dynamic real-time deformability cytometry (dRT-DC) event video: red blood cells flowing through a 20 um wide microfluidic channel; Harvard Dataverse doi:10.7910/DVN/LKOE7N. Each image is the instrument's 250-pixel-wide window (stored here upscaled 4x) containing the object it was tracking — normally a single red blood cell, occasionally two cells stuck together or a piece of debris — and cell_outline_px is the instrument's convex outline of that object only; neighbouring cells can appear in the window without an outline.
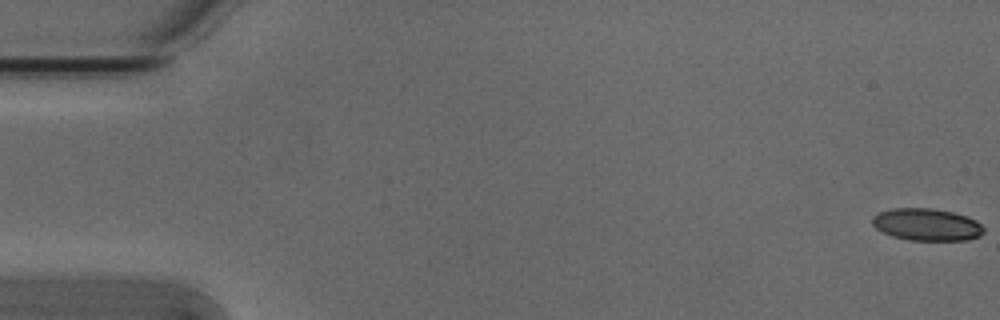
{"species": "Egyptian fruit bat (a non-hibernating species)", "species_latin": "Rousettus aegyptiacus", "temperature_condition": "cold", "stored_images_in_passage": 6, "camera_frame_rate_fps": 3000, "um_per_image_px": 0.085, "animal": {"sex": "male"}, "frame": {"image": 1, "passage_image": 1, "time_ms": 0.0, "image_size_px": [1000, 320], "cell_outline_px": [[984, 232], [980, 236], [968, 240], [908, 240], [892, 236], [876, 228], [872, 224], [872, 216], [880, 212], [892, 208], [932, 208], [952, 212], [976, 220], [984, 228]], "centroid_in_image_um": [78.77, 19.09], "position_along_channel_um": 6.2, "area_um2": 20.87}}
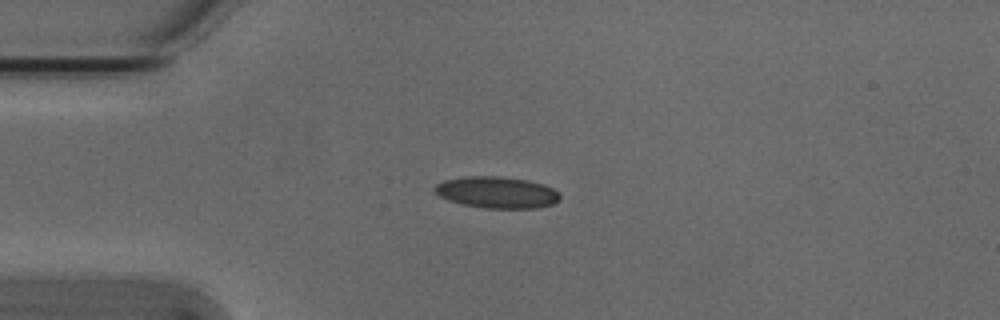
{"frame": {"image": 2, "passage_image": 4, "time_ms": 1.0, "image_size_px": [1000, 320], "cell_outline_px": [[560, 196], [552, 204], [536, 208], [484, 208], [460, 204], [448, 200], [440, 196], [432, 188], [436, 184], [444, 180], [460, 176], [500, 176], [528, 180], [544, 184], [552, 188]], "centroid_in_image_um": [42.17, 16.34], "position_along_channel_um": 42.8, "area_um2": 23.06}}